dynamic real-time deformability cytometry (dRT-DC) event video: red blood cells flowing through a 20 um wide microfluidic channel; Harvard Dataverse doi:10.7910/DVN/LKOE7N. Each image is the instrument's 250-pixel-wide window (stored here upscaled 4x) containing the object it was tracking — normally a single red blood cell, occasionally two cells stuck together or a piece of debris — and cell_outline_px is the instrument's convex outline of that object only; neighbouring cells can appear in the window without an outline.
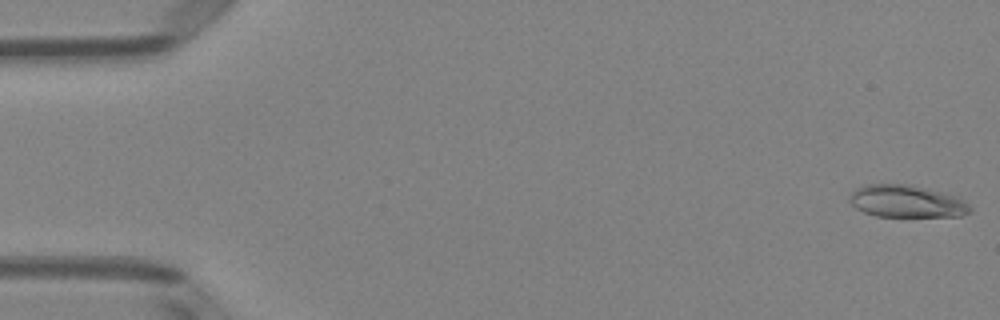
{"species": "Egyptian fruit bat (a non-hibernating species)", "species_latin": "Rousettus aegyptiacus", "temperature_condition": "room temperature", "stored_images_in_passage": 10, "camera_frame_rate_fps": 3000, "um_per_image_px": 0.085, "animal": {"sex": "female"}, "frame": {"image": 1, "passage_image": 1, "time_ms": 0.0, "image_size_px": [1000, 320], "cell_outline_px": [[972, 212], [960, 216], [876, 216], [864, 212], [856, 208], [848, 200], [848, 196], [856, 188], [864, 184], [904, 184], [928, 188], [960, 196], [972, 208]], "centroid_in_image_um": [77.09, 17.1], "position_along_channel_um": 7.9, "area_um2": 22.95}}